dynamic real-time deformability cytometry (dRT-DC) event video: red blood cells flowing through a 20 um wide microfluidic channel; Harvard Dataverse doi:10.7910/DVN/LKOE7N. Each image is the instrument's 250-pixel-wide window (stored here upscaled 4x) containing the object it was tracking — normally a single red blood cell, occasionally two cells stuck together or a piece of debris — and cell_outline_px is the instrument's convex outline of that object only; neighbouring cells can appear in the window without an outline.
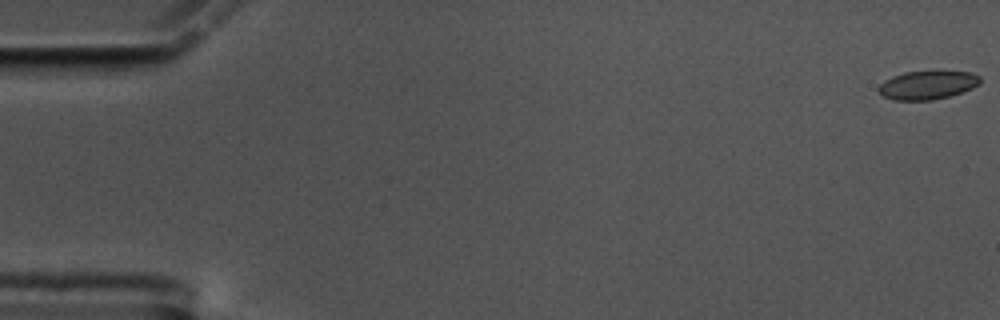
{"species": "common noctule bat (a hibernating species)", "species_latin": "Nyctalus noctula", "temperature_condition": "cold", "stored_images_in_passage": 15, "camera_frame_rate_fps": 3000, "um_per_image_px": 0.085, "animal": {"sex": "male", "body_mass_g": 17.5, "forearm_length_mm": 52.3}, "frame": {"image": 1, "passage_image": 1, "time_ms": 0.0, "image_size_px": [1000, 320], "cell_outline_px": [[980, 84], [972, 88], [948, 96], [932, 100], [892, 100], [884, 96], [876, 88], [884, 80], [892, 76], [904, 72], [936, 68], [972, 72], [980, 76]], "centroid_in_image_um": [78.85, 7.17], "position_along_channel_um": 6.1, "area_um2": 17.69}}